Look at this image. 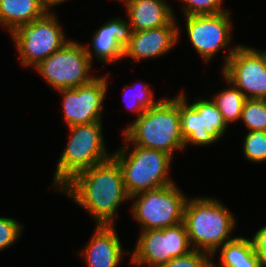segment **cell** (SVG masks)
<instances>
[{
    "label": "cell",
    "instance_id": "obj_1",
    "mask_svg": "<svg viewBox=\"0 0 266 267\" xmlns=\"http://www.w3.org/2000/svg\"><path fill=\"white\" fill-rule=\"evenodd\" d=\"M59 191L84 208L97 225H114L118 207L130 200L122 169L113 156L79 172Z\"/></svg>",
    "mask_w": 266,
    "mask_h": 267
},
{
    "label": "cell",
    "instance_id": "obj_2",
    "mask_svg": "<svg viewBox=\"0 0 266 267\" xmlns=\"http://www.w3.org/2000/svg\"><path fill=\"white\" fill-rule=\"evenodd\" d=\"M124 145H135L169 154L185 148L180 131L179 94L144 111L123 129Z\"/></svg>",
    "mask_w": 266,
    "mask_h": 267
},
{
    "label": "cell",
    "instance_id": "obj_3",
    "mask_svg": "<svg viewBox=\"0 0 266 267\" xmlns=\"http://www.w3.org/2000/svg\"><path fill=\"white\" fill-rule=\"evenodd\" d=\"M235 217L221 201L210 197L187 199L183 223L194 250L208 252L212 257L226 242L233 240Z\"/></svg>",
    "mask_w": 266,
    "mask_h": 267
},
{
    "label": "cell",
    "instance_id": "obj_4",
    "mask_svg": "<svg viewBox=\"0 0 266 267\" xmlns=\"http://www.w3.org/2000/svg\"><path fill=\"white\" fill-rule=\"evenodd\" d=\"M102 121L67 127L70 139L57 162L52 186L61 189L79 172L113 156L106 150Z\"/></svg>",
    "mask_w": 266,
    "mask_h": 267
},
{
    "label": "cell",
    "instance_id": "obj_5",
    "mask_svg": "<svg viewBox=\"0 0 266 267\" xmlns=\"http://www.w3.org/2000/svg\"><path fill=\"white\" fill-rule=\"evenodd\" d=\"M124 145L113 153L119 163L126 192L131 197L143 191L154 190L173 184L168 175L172 157L162 151Z\"/></svg>",
    "mask_w": 266,
    "mask_h": 267
},
{
    "label": "cell",
    "instance_id": "obj_6",
    "mask_svg": "<svg viewBox=\"0 0 266 267\" xmlns=\"http://www.w3.org/2000/svg\"><path fill=\"white\" fill-rule=\"evenodd\" d=\"M89 47L71 39L34 69L56 91L88 84L97 78L89 71L93 62Z\"/></svg>",
    "mask_w": 266,
    "mask_h": 267
},
{
    "label": "cell",
    "instance_id": "obj_7",
    "mask_svg": "<svg viewBox=\"0 0 266 267\" xmlns=\"http://www.w3.org/2000/svg\"><path fill=\"white\" fill-rule=\"evenodd\" d=\"M135 198V199H134ZM133 199L131 214L142 230L164 229L183 222L187 197L176 183L143 191L130 197Z\"/></svg>",
    "mask_w": 266,
    "mask_h": 267
},
{
    "label": "cell",
    "instance_id": "obj_8",
    "mask_svg": "<svg viewBox=\"0 0 266 267\" xmlns=\"http://www.w3.org/2000/svg\"><path fill=\"white\" fill-rule=\"evenodd\" d=\"M50 10L41 18L17 28L11 38L25 67H36L41 61L58 51L70 39Z\"/></svg>",
    "mask_w": 266,
    "mask_h": 267
},
{
    "label": "cell",
    "instance_id": "obj_9",
    "mask_svg": "<svg viewBox=\"0 0 266 267\" xmlns=\"http://www.w3.org/2000/svg\"><path fill=\"white\" fill-rule=\"evenodd\" d=\"M227 51V56H223L222 76L246 99H266V50L236 45Z\"/></svg>",
    "mask_w": 266,
    "mask_h": 267
},
{
    "label": "cell",
    "instance_id": "obj_10",
    "mask_svg": "<svg viewBox=\"0 0 266 267\" xmlns=\"http://www.w3.org/2000/svg\"><path fill=\"white\" fill-rule=\"evenodd\" d=\"M140 233L131 254L132 264L138 267L146 265L158 267L193 250L183 222L176 226L145 230Z\"/></svg>",
    "mask_w": 266,
    "mask_h": 267
},
{
    "label": "cell",
    "instance_id": "obj_11",
    "mask_svg": "<svg viewBox=\"0 0 266 267\" xmlns=\"http://www.w3.org/2000/svg\"><path fill=\"white\" fill-rule=\"evenodd\" d=\"M230 11L217 14L185 16V25L192 46L207 64L232 41ZM221 48V49H220Z\"/></svg>",
    "mask_w": 266,
    "mask_h": 267
},
{
    "label": "cell",
    "instance_id": "obj_12",
    "mask_svg": "<svg viewBox=\"0 0 266 267\" xmlns=\"http://www.w3.org/2000/svg\"><path fill=\"white\" fill-rule=\"evenodd\" d=\"M106 76L76 87L58 90L63 97V117L67 127L102 121L103 103L108 89Z\"/></svg>",
    "mask_w": 266,
    "mask_h": 267
},
{
    "label": "cell",
    "instance_id": "obj_13",
    "mask_svg": "<svg viewBox=\"0 0 266 267\" xmlns=\"http://www.w3.org/2000/svg\"><path fill=\"white\" fill-rule=\"evenodd\" d=\"M174 17L167 25L132 32L129 43L124 47L123 58L135 61L151 59L168 53L180 37L179 26Z\"/></svg>",
    "mask_w": 266,
    "mask_h": 267
},
{
    "label": "cell",
    "instance_id": "obj_14",
    "mask_svg": "<svg viewBox=\"0 0 266 267\" xmlns=\"http://www.w3.org/2000/svg\"><path fill=\"white\" fill-rule=\"evenodd\" d=\"M96 225L90 242L84 246L81 255L86 260L87 267H118L124 251L115 225Z\"/></svg>",
    "mask_w": 266,
    "mask_h": 267
},
{
    "label": "cell",
    "instance_id": "obj_15",
    "mask_svg": "<svg viewBox=\"0 0 266 267\" xmlns=\"http://www.w3.org/2000/svg\"><path fill=\"white\" fill-rule=\"evenodd\" d=\"M132 29L129 22L120 17L103 24L93 34L90 46L100 62L112 64L123 59L124 47L129 43Z\"/></svg>",
    "mask_w": 266,
    "mask_h": 267
},
{
    "label": "cell",
    "instance_id": "obj_16",
    "mask_svg": "<svg viewBox=\"0 0 266 267\" xmlns=\"http://www.w3.org/2000/svg\"><path fill=\"white\" fill-rule=\"evenodd\" d=\"M125 8L132 32L165 26L175 17L163 0H133Z\"/></svg>",
    "mask_w": 266,
    "mask_h": 267
},
{
    "label": "cell",
    "instance_id": "obj_17",
    "mask_svg": "<svg viewBox=\"0 0 266 267\" xmlns=\"http://www.w3.org/2000/svg\"><path fill=\"white\" fill-rule=\"evenodd\" d=\"M50 9L42 0H0V25L12 34L43 17Z\"/></svg>",
    "mask_w": 266,
    "mask_h": 267
},
{
    "label": "cell",
    "instance_id": "obj_18",
    "mask_svg": "<svg viewBox=\"0 0 266 267\" xmlns=\"http://www.w3.org/2000/svg\"><path fill=\"white\" fill-rule=\"evenodd\" d=\"M220 263L212 267H262L259 256L249 238L236 236L221 246Z\"/></svg>",
    "mask_w": 266,
    "mask_h": 267
},
{
    "label": "cell",
    "instance_id": "obj_19",
    "mask_svg": "<svg viewBox=\"0 0 266 267\" xmlns=\"http://www.w3.org/2000/svg\"><path fill=\"white\" fill-rule=\"evenodd\" d=\"M200 115L202 122V146L220 140L227 130L221 112L213 100L201 99L190 104Z\"/></svg>",
    "mask_w": 266,
    "mask_h": 267
},
{
    "label": "cell",
    "instance_id": "obj_20",
    "mask_svg": "<svg viewBox=\"0 0 266 267\" xmlns=\"http://www.w3.org/2000/svg\"><path fill=\"white\" fill-rule=\"evenodd\" d=\"M184 92L179 94L180 131L184 139V146L189 143L202 146V122L201 115L186 102Z\"/></svg>",
    "mask_w": 266,
    "mask_h": 267
},
{
    "label": "cell",
    "instance_id": "obj_21",
    "mask_svg": "<svg viewBox=\"0 0 266 267\" xmlns=\"http://www.w3.org/2000/svg\"><path fill=\"white\" fill-rule=\"evenodd\" d=\"M224 80L230 87L228 86V88L219 91L214 97H212V99L218 110L221 112L225 123L228 125L229 123L240 120L246 97L225 77Z\"/></svg>",
    "mask_w": 266,
    "mask_h": 267
},
{
    "label": "cell",
    "instance_id": "obj_22",
    "mask_svg": "<svg viewBox=\"0 0 266 267\" xmlns=\"http://www.w3.org/2000/svg\"><path fill=\"white\" fill-rule=\"evenodd\" d=\"M134 89L135 91H132ZM123 90V94H125L124 99H126V109L129 108L130 111L136 112L137 118L141 116L146 109L153 107L160 101H154V93L151 91L150 86L145 83L126 85Z\"/></svg>",
    "mask_w": 266,
    "mask_h": 267
},
{
    "label": "cell",
    "instance_id": "obj_23",
    "mask_svg": "<svg viewBox=\"0 0 266 267\" xmlns=\"http://www.w3.org/2000/svg\"><path fill=\"white\" fill-rule=\"evenodd\" d=\"M239 121L248 131H266V99H246Z\"/></svg>",
    "mask_w": 266,
    "mask_h": 267
},
{
    "label": "cell",
    "instance_id": "obj_24",
    "mask_svg": "<svg viewBox=\"0 0 266 267\" xmlns=\"http://www.w3.org/2000/svg\"><path fill=\"white\" fill-rule=\"evenodd\" d=\"M243 141V152L247 160L266 161V131H248Z\"/></svg>",
    "mask_w": 266,
    "mask_h": 267
},
{
    "label": "cell",
    "instance_id": "obj_25",
    "mask_svg": "<svg viewBox=\"0 0 266 267\" xmlns=\"http://www.w3.org/2000/svg\"><path fill=\"white\" fill-rule=\"evenodd\" d=\"M212 257L208 252L192 250L190 253L171 259L158 267H212Z\"/></svg>",
    "mask_w": 266,
    "mask_h": 267
},
{
    "label": "cell",
    "instance_id": "obj_26",
    "mask_svg": "<svg viewBox=\"0 0 266 267\" xmlns=\"http://www.w3.org/2000/svg\"><path fill=\"white\" fill-rule=\"evenodd\" d=\"M185 16L223 13V0H181ZM222 8V9H221Z\"/></svg>",
    "mask_w": 266,
    "mask_h": 267
},
{
    "label": "cell",
    "instance_id": "obj_27",
    "mask_svg": "<svg viewBox=\"0 0 266 267\" xmlns=\"http://www.w3.org/2000/svg\"><path fill=\"white\" fill-rule=\"evenodd\" d=\"M23 226L13 219L0 216V251L10 248L21 236Z\"/></svg>",
    "mask_w": 266,
    "mask_h": 267
},
{
    "label": "cell",
    "instance_id": "obj_28",
    "mask_svg": "<svg viewBox=\"0 0 266 267\" xmlns=\"http://www.w3.org/2000/svg\"><path fill=\"white\" fill-rule=\"evenodd\" d=\"M252 242L262 267H266V226L258 229L252 237Z\"/></svg>",
    "mask_w": 266,
    "mask_h": 267
},
{
    "label": "cell",
    "instance_id": "obj_29",
    "mask_svg": "<svg viewBox=\"0 0 266 267\" xmlns=\"http://www.w3.org/2000/svg\"><path fill=\"white\" fill-rule=\"evenodd\" d=\"M46 5L47 7L51 10V7L53 6H57L59 4H61L62 2H65L67 0H42Z\"/></svg>",
    "mask_w": 266,
    "mask_h": 267
},
{
    "label": "cell",
    "instance_id": "obj_30",
    "mask_svg": "<svg viewBox=\"0 0 266 267\" xmlns=\"http://www.w3.org/2000/svg\"><path fill=\"white\" fill-rule=\"evenodd\" d=\"M118 1L124 4V6H126L127 4L131 3L133 0H118Z\"/></svg>",
    "mask_w": 266,
    "mask_h": 267
}]
</instances>
